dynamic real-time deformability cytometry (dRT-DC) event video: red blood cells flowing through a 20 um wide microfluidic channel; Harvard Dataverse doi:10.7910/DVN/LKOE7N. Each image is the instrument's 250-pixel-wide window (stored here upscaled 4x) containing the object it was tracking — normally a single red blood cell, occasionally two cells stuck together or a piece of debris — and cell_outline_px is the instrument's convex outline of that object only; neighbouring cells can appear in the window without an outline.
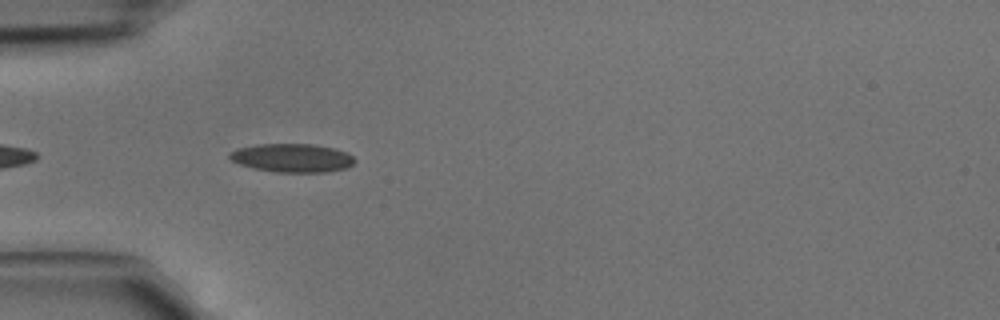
{"species": "common noctule bat (a hibernating species)", "species_latin": "Nyctalus noctula", "temperature_condition": "cold", "stored_images_in_passage": 9, "camera_frame_rate_fps": 3000, "um_per_image_px": 0.085, "animal": {"sex": "male", "body_mass_g": 15.6}, "frame": {"image": 1, "passage_image": 2, "time_ms": 0.333, "image_size_px": [1000, 320], "cell_outline_px": [[356, 160], [348, 168], [328, 172], [276, 172], [252, 168], [240, 164], [232, 160], [228, 156], [228, 152], [236, 148], [260, 144], [312, 144], [336, 148], [348, 152]], "centroid_in_image_um": [24.85, 13.42], "position_along_channel_um": 60.1, "area_um2": 21.04}}